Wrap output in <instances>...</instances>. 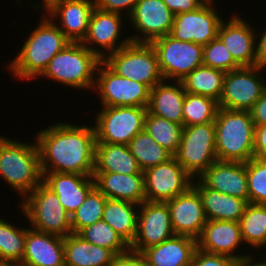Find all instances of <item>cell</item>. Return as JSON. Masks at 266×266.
Wrapping results in <instances>:
<instances>
[{
    "label": "cell",
    "instance_id": "obj_17",
    "mask_svg": "<svg viewBox=\"0 0 266 266\" xmlns=\"http://www.w3.org/2000/svg\"><path fill=\"white\" fill-rule=\"evenodd\" d=\"M122 19L120 14L95 8L89 22L87 34L81 43L103 60L109 54L116 52L131 42L129 36L121 40V42L119 41L123 27L122 22H124ZM95 45L100 46L101 50ZM102 48L104 49L102 50Z\"/></svg>",
    "mask_w": 266,
    "mask_h": 266
},
{
    "label": "cell",
    "instance_id": "obj_47",
    "mask_svg": "<svg viewBox=\"0 0 266 266\" xmlns=\"http://www.w3.org/2000/svg\"><path fill=\"white\" fill-rule=\"evenodd\" d=\"M254 125H266V89L250 110Z\"/></svg>",
    "mask_w": 266,
    "mask_h": 266
},
{
    "label": "cell",
    "instance_id": "obj_24",
    "mask_svg": "<svg viewBox=\"0 0 266 266\" xmlns=\"http://www.w3.org/2000/svg\"><path fill=\"white\" fill-rule=\"evenodd\" d=\"M42 176V182L56 193L70 216L83 204L88 193L95 187L93 176L59 172L42 173Z\"/></svg>",
    "mask_w": 266,
    "mask_h": 266
},
{
    "label": "cell",
    "instance_id": "obj_15",
    "mask_svg": "<svg viewBox=\"0 0 266 266\" xmlns=\"http://www.w3.org/2000/svg\"><path fill=\"white\" fill-rule=\"evenodd\" d=\"M215 1H206L197 10L174 15L170 35L177 40L207 45L218 36L222 18L214 8Z\"/></svg>",
    "mask_w": 266,
    "mask_h": 266
},
{
    "label": "cell",
    "instance_id": "obj_14",
    "mask_svg": "<svg viewBox=\"0 0 266 266\" xmlns=\"http://www.w3.org/2000/svg\"><path fill=\"white\" fill-rule=\"evenodd\" d=\"M174 235L167 203L144 201L139 205L137 232L130 250L142 253Z\"/></svg>",
    "mask_w": 266,
    "mask_h": 266
},
{
    "label": "cell",
    "instance_id": "obj_25",
    "mask_svg": "<svg viewBox=\"0 0 266 266\" xmlns=\"http://www.w3.org/2000/svg\"><path fill=\"white\" fill-rule=\"evenodd\" d=\"M95 186L109 199L141 205L146 201L144 174L94 172Z\"/></svg>",
    "mask_w": 266,
    "mask_h": 266
},
{
    "label": "cell",
    "instance_id": "obj_13",
    "mask_svg": "<svg viewBox=\"0 0 266 266\" xmlns=\"http://www.w3.org/2000/svg\"><path fill=\"white\" fill-rule=\"evenodd\" d=\"M194 178L173 157L144 171L146 201L166 202L185 193Z\"/></svg>",
    "mask_w": 266,
    "mask_h": 266
},
{
    "label": "cell",
    "instance_id": "obj_3",
    "mask_svg": "<svg viewBox=\"0 0 266 266\" xmlns=\"http://www.w3.org/2000/svg\"><path fill=\"white\" fill-rule=\"evenodd\" d=\"M215 125L218 161L248 162L254 157V129L250 111L218 108Z\"/></svg>",
    "mask_w": 266,
    "mask_h": 266
},
{
    "label": "cell",
    "instance_id": "obj_28",
    "mask_svg": "<svg viewBox=\"0 0 266 266\" xmlns=\"http://www.w3.org/2000/svg\"><path fill=\"white\" fill-rule=\"evenodd\" d=\"M192 186L202 199L207 220L239 222L248 204L246 200L206 188L197 178Z\"/></svg>",
    "mask_w": 266,
    "mask_h": 266
},
{
    "label": "cell",
    "instance_id": "obj_32",
    "mask_svg": "<svg viewBox=\"0 0 266 266\" xmlns=\"http://www.w3.org/2000/svg\"><path fill=\"white\" fill-rule=\"evenodd\" d=\"M225 72L199 66L181 80L185 92L206 96L219 102L223 91Z\"/></svg>",
    "mask_w": 266,
    "mask_h": 266
},
{
    "label": "cell",
    "instance_id": "obj_29",
    "mask_svg": "<svg viewBox=\"0 0 266 266\" xmlns=\"http://www.w3.org/2000/svg\"><path fill=\"white\" fill-rule=\"evenodd\" d=\"M94 172L144 174L128 145L96 143Z\"/></svg>",
    "mask_w": 266,
    "mask_h": 266
},
{
    "label": "cell",
    "instance_id": "obj_34",
    "mask_svg": "<svg viewBox=\"0 0 266 266\" xmlns=\"http://www.w3.org/2000/svg\"><path fill=\"white\" fill-rule=\"evenodd\" d=\"M128 146L143 172L173 158V155L160 146L145 129L136 134Z\"/></svg>",
    "mask_w": 266,
    "mask_h": 266
},
{
    "label": "cell",
    "instance_id": "obj_8",
    "mask_svg": "<svg viewBox=\"0 0 266 266\" xmlns=\"http://www.w3.org/2000/svg\"><path fill=\"white\" fill-rule=\"evenodd\" d=\"M173 157L194 179L198 178L217 161L214 122L183 126L180 145Z\"/></svg>",
    "mask_w": 266,
    "mask_h": 266
},
{
    "label": "cell",
    "instance_id": "obj_21",
    "mask_svg": "<svg viewBox=\"0 0 266 266\" xmlns=\"http://www.w3.org/2000/svg\"><path fill=\"white\" fill-rule=\"evenodd\" d=\"M255 31L243 17L234 14L226 23L225 20L220 23L218 37L241 67L256 66V38L259 34Z\"/></svg>",
    "mask_w": 266,
    "mask_h": 266
},
{
    "label": "cell",
    "instance_id": "obj_31",
    "mask_svg": "<svg viewBox=\"0 0 266 266\" xmlns=\"http://www.w3.org/2000/svg\"><path fill=\"white\" fill-rule=\"evenodd\" d=\"M137 206V208H136ZM139 205L107 198L102 220L109 224L129 245L137 232Z\"/></svg>",
    "mask_w": 266,
    "mask_h": 266
},
{
    "label": "cell",
    "instance_id": "obj_37",
    "mask_svg": "<svg viewBox=\"0 0 266 266\" xmlns=\"http://www.w3.org/2000/svg\"><path fill=\"white\" fill-rule=\"evenodd\" d=\"M218 108V102L212 98L185 92L183 126L214 122Z\"/></svg>",
    "mask_w": 266,
    "mask_h": 266
},
{
    "label": "cell",
    "instance_id": "obj_6",
    "mask_svg": "<svg viewBox=\"0 0 266 266\" xmlns=\"http://www.w3.org/2000/svg\"><path fill=\"white\" fill-rule=\"evenodd\" d=\"M19 203L33 229L61 237L72 233L70 215L63 208L56 193L43 182Z\"/></svg>",
    "mask_w": 266,
    "mask_h": 266
},
{
    "label": "cell",
    "instance_id": "obj_52",
    "mask_svg": "<svg viewBox=\"0 0 266 266\" xmlns=\"http://www.w3.org/2000/svg\"><path fill=\"white\" fill-rule=\"evenodd\" d=\"M0 266H16V265H6V264H0Z\"/></svg>",
    "mask_w": 266,
    "mask_h": 266
},
{
    "label": "cell",
    "instance_id": "obj_2",
    "mask_svg": "<svg viewBox=\"0 0 266 266\" xmlns=\"http://www.w3.org/2000/svg\"><path fill=\"white\" fill-rule=\"evenodd\" d=\"M44 16L24 41L19 53L7 65V70L17 79L27 81L38 78L50 60L71 43L55 21Z\"/></svg>",
    "mask_w": 266,
    "mask_h": 266
},
{
    "label": "cell",
    "instance_id": "obj_11",
    "mask_svg": "<svg viewBox=\"0 0 266 266\" xmlns=\"http://www.w3.org/2000/svg\"><path fill=\"white\" fill-rule=\"evenodd\" d=\"M94 92L100 96L101 106L148 107L150 89L143 83L118 75L103 60L96 72Z\"/></svg>",
    "mask_w": 266,
    "mask_h": 266
},
{
    "label": "cell",
    "instance_id": "obj_7",
    "mask_svg": "<svg viewBox=\"0 0 266 266\" xmlns=\"http://www.w3.org/2000/svg\"><path fill=\"white\" fill-rule=\"evenodd\" d=\"M103 61L118 75L143 83L150 90L164 80L151 43L130 42Z\"/></svg>",
    "mask_w": 266,
    "mask_h": 266
},
{
    "label": "cell",
    "instance_id": "obj_9",
    "mask_svg": "<svg viewBox=\"0 0 266 266\" xmlns=\"http://www.w3.org/2000/svg\"><path fill=\"white\" fill-rule=\"evenodd\" d=\"M102 107L94 123L96 143L128 145L144 130L147 107Z\"/></svg>",
    "mask_w": 266,
    "mask_h": 266
},
{
    "label": "cell",
    "instance_id": "obj_40",
    "mask_svg": "<svg viewBox=\"0 0 266 266\" xmlns=\"http://www.w3.org/2000/svg\"><path fill=\"white\" fill-rule=\"evenodd\" d=\"M249 203L266 205V161L252 158L246 162Z\"/></svg>",
    "mask_w": 266,
    "mask_h": 266
},
{
    "label": "cell",
    "instance_id": "obj_4",
    "mask_svg": "<svg viewBox=\"0 0 266 266\" xmlns=\"http://www.w3.org/2000/svg\"><path fill=\"white\" fill-rule=\"evenodd\" d=\"M0 178L24 198L42 182L36 142L0 136Z\"/></svg>",
    "mask_w": 266,
    "mask_h": 266
},
{
    "label": "cell",
    "instance_id": "obj_5",
    "mask_svg": "<svg viewBox=\"0 0 266 266\" xmlns=\"http://www.w3.org/2000/svg\"><path fill=\"white\" fill-rule=\"evenodd\" d=\"M101 61L81 42H71L50 60L40 77L80 90H93Z\"/></svg>",
    "mask_w": 266,
    "mask_h": 266
},
{
    "label": "cell",
    "instance_id": "obj_36",
    "mask_svg": "<svg viewBox=\"0 0 266 266\" xmlns=\"http://www.w3.org/2000/svg\"><path fill=\"white\" fill-rule=\"evenodd\" d=\"M144 129L160 146L173 156L175 155L180 145L183 131L181 124L147 112Z\"/></svg>",
    "mask_w": 266,
    "mask_h": 266
},
{
    "label": "cell",
    "instance_id": "obj_51",
    "mask_svg": "<svg viewBox=\"0 0 266 266\" xmlns=\"http://www.w3.org/2000/svg\"><path fill=\"white\" fill-rule=\"evenodd\" d=\"M264 248H266V245L264 246ZM266 257V256H265ZM258 263L261 265V266H266V260H264L262 262V260L258 261Z\"/></svg>",
    "mask_w": 266,
    "mask_h": 266
},
{
    "label": "cell",
    "instance_id": "obj_43",
    "mask_svg": "<svg viewBox=\"0 0 266 266\" xmlns=\"http://www.w3.org/2000/svg\"><path fill=\"white\" fill-rule=\"evenodd\" d=\"M139 0H95L96 8L111 13L123 15V11L127 10L126 14L129 17L134 6Z\"/></svg>",
    "mask_w": 266,
    "mask_h": 266
},
{
    "label": "cell",
    "instance_id": "obj_22",
    "mask_svg": "<svg viewBox=\"0 0 266 266\" xmlns=\"http://www.w3.org/2000/svg\"><path fill=\"white\" fill-rule=\"evenodd\" d=\"M206 188L228 194L249 203L246 163L216 161L198 178Z\"/></svg>",
    "mask_w": 266,
    "mask_h": 266
},
{
    "label": "cell",
    "instance_id": "obj_38",
    "mask_svg": "<svg viewBox=\"0 0 266 266\" xmlns=\"http://www.w3.org/2000/svg\"><path fill=\"white\" fill-rule=\"evenodd\" d=\"M78 235L91 244L111 250L115 255L130 249L129 244L103 220L82 229Z\"/></svg>",
    "mask_w": 266,
    "mask_h": 266
},
{
    "label": "cell",
    "instance_id": "obj_35",
    "mask_svg": "<svg viewBox=\"0 0 266 266\" xmlns=\"http://www.w3.org/2000/svg\"><path fill=\"white\" fill-rule=\"evenodd\" d=\"M26 228L0 217V264L19 265L25 252Z\"/></svg>",
    "mask_w": 266,
    "mask_h": 266
},
{
    "label": "cell",
    "instance_id": "obj_50",
    "mask_svg": "<svg viewBox=\"0 0 266 266\" xmlns=\"http://www.w3.org/2000/svg\"><path fill=\"white\" fill-rule=\"evenodd\" d=\"M239 266H261L256 259L250 261V262H246V263H240Z\"/></svg>",
    "mask_w": 266,
    "mask_h": 266
},
{
    "label": "cell",
    "instance_id": "obj_18",
    "mask_svg": "<svg viewBox=\"0 0 266 266\" xmlns=\"http://www.w3.org/2000/svg\"><path fill=\"white\" fill-rule=\"evenodd\" d=\"M242 243L240 224L234 221L207 220L197 239L198 249L203 252L228 256L240 263L257 259L251 253L237 255L234 253L235 249L239 250Z\"/></svg>",
    "mask_w": 266,
    "mask_h": 266
},
{
    "label": "cell",
    "instance_id": "obj_44",
    "mask_svg": "<svg viewBox=\"0 0 266 266\" xmlns=\"http://www.w3.org/2000/svg\"><path fill=\"white\" fill-rule=\"evenodd\" d=\"M108 266H149L147 260L139 252L128 250L115 255Z\"/></svg>",
    "mask_w": 266,
    "mask_h": 266
},
{
    "label": "cell",
    "instance_id": "obj_10",
    "mask_svg": "<svg viewBox=\"0 0 266 266\" xmlns=\"http://www.w3.org/2000/svg\"><path fill=\"white\" fill-rule=\"evenodd\" d=\"M151 45L164 81H181L203 65V45L177 40L170 34L152 41Z\"/></svg>",
    "mask_w": 266,
    "mask_h": 266
},
{
    "label": "cell",
    "instance_id": "obj_42",
    "mask_svg": "<svg viewBox=\"0 0 266 266\" xmlns=\"http://www.w3.org/2000/svg\"><path fill=\"white\" fill-rule=\"evenodd\" d=\"M237 260L217 254H210L199 249L196 250L190 266H239Z\"/></svg>",
    "mask_w": 266,
    "mask_h": 266
},
{
    "label": "cell",
    "instance_id": "obj_49",
    "mask_svg": "<svg viewBox=\"0 0 266 266\" xmlns=\"http://www.w3.org/2000/svg\"><path fill=\"white\" fill-rule=\"evenodd\" d=\"M53 0H43L42 3L39 4V2L37 4L34 5V9H41V7L44 9L45 7H47ZM41 6V7H40Z\"/></svg>",
    "mask_w": 266,
    "mask_h": 266
},
{
    "label": "cell",
    "instance_id": "obj_45",
    "mask_svg": "<svg viewBox=\"0 0 266 266\" xmlns=\"http://www.w3.org/2000/svg\"><path fill=\"white\" fill-rule=\"evenodd\" d=\"M174 15L197 10L207 0H162Z\"/></svg>",
    "mask_w": 266,
    "mask_h": 266
},
{
    "label": "cell",
    "instance_id": "obj_39",
    "mask_svg": "<svg viewBox=\"0 0 266 266\" xmlns=\"http://www.w3.org/2000/svg\"><path fill=\"white\" fill-rule=\"evenodd\" d=\"M107 197L95 186L87 195L83 204L70 216L72 233L102 220Z\"/></svg>",
    "mask_w": 266,
    "mask_h": 266
},
{
    "label": "cell",
    "instance_id": "obj_20",
    "mask_svg": "<svg viewBox=\"0 0 266 266\" xmlns=\"http://www.w3.org/2000/svg\"><path fill=\"white\" fill-rule=\"evenodd\" d=\"M175 235L198 239L207 222L202 199L191 186L185 193L166 201Z\"/></svg>",
    "mask_w": 266,
    "mask_h": 266
},
{
    "label": "cell",
    "instance_id": "obj_33",
    "mask_svg": "<svg viewBox=\"0 0 266 266\" xmlns=\"http://www.w3.org/2000/svg\"><path fill=\"white\" fill-rule=\"evenodd\" d=\"M239 224L244 244L259 250L266 245V205L248 203Z\"/></svg>",
    "mask_w": 266,
    "mask_h": 266
},
{
    "label": "cell",
    "instance_id": "obj_19",
    "mask_svg": "<svg viewBox=\"0 0 266 266\" xmlns=\"http://www.w3.org/2000/svg\"><path fill=\"white\" fill-rule=\"evenodd\" d=\"M95 8V0H53L44 10L71 42H82Z\"/></svg>",
    "mask_w": 266,
    "mask_h": 266
},
{
    "label": "cell",
    "instance_id": "obj_12",
    "mask_svg": "<svg viewBox=\"0 0 266 266\" xmlns=\"http://www.w3.org/2000/svg\"><path fill=\"white\" fill-rule=\"evenodd\" d=\"M263 70L264 68L253 66L225 73L218 106L229 110L250 111L266 89V78L259 73Z\"/></svg>",
    "mask_w": 266,
    "mask_h": 266
},
{
    "label": "cell",
    "instance_id": "obj_48",
    "mask_svg": "<svg viewBox=\"0 0 266 266\" xmlns=\"http://www.w3.org/2000/svg\"><path fill=\"white\" fill-rule=\"evenodd\" d=\"M263 31L264 33L256 38L259 40L256 41V66L266 69V29Z\"/></svg>",
    "mask_w": 266,
    "mask_h": 266
},
{
    "label": "cell",
    "instance_id": "obj_23",
    "mask_svg": "<svg viewBox=\"0 0 266 266\" xmlns=\"http://www.w3.org/2000/svg\"><path fill=\"white\" fill-rule=\"evenodd\" d=\"M22 266H65L64 237L26 227Z\"/></svg>",
    "mask_w": 266,
    "mask_h": 266
},
{
    "label": "cell",
    "instance_id": "obj_30",
    "mask_svg": "<svg viewBox=\"0 0 266 266\" xmlns=\"http://www.w3.org/2000/svg\"><path fill=\"white\" fill-rule=\"evenodd\" d=\"M115 254L71 233L64 237L65 266H108Z\"/></svg>",
    "mask_w": 266,
    "mask_h": 266
},
{
    "label": "cell",
    "instance_id": "obj_41",
    "mask_svg": "<svg viewBox=\"0 0 266 266\" xmlns=\"http://www.w3.org/2000/svg\"><path fill=\"white\" fill-rule=\"evenodd\" d=\"M202 56L204 66L212 67L225 73L241 68L218 36L203 46Z\"/></svg>",
    "mask_w": 266,
    "mask_h": 266
},
{
    "label": "cell",
    "instance_id": "obj_1",
    "mask_svg": "<svg viewBox=\"0 0 266 266\" xmlns=\"http://www.w3.org/2000/svg\"><path fill=\"white\" fill-rule=\"evenodd\" d=\"M41 173L93 176L96 132L94 126L59 122L37 132Z\"/></svg>",
    "mask_w": 266,
    "mask_h": 266
},
{
    "label": "cell",
    "instance_id": "obj_26",
    "mask_svg": "<svg viewBox=\"0 0 266 266\" xmlns=\"http://www.w3.org/2000/svg\"><path fill=\"white\" fill-rule=\"evenodd\" d=\"M197 249L196 239L174 235L158 245L145 249L141 254L149 266H190Z\"/></svg>",
    "mask_w": 266,
    "mask_h": 266
},
{
    "label": "cell",
    "instance_id": "obj_27",
    "mask_svg": "<svg viewBox=\"0 0 266 266\" xmlns=\"http://www.w3.org/2000/svg\"><path fill=\"white\" fill-rule=\"evenodd\" d=\"M164 80L150 90L148 112L183 126L185 90L181 81Z\"/></svg>",
    "mask_w": 266,
    "mask_h": 266
},
{
    "label": "cell",
    "instance_id": "obj_46",
    "mask_svg": "<svg viewBox=\"0 0 266 266\" xmlns=\"http://www.w3.org/2000/svg\"><path fill=\"white\" fill-rule=\"evenodd\" d=\"M254 158L266 161V125H255Z\"/></svg>",
    "mask_w": 266,
    "mask_h": 266
},
{
    "label": "cell",
    "instance_id": "obj_16",
    "mask_svg": "<svg viewBox=\"0 0 266 266\" xmlns=\"http://www.w3.org/2000/svg\"><path fill=\"white\" fill-rule=\"evenodd\" d=\"M128 21L139 32L129 36L131 42L151 43L171 33L174 14L162 0H139Z\"/></svg>",
    "mask_w": 266,
    "mask_h": 266
}]
</instances>
